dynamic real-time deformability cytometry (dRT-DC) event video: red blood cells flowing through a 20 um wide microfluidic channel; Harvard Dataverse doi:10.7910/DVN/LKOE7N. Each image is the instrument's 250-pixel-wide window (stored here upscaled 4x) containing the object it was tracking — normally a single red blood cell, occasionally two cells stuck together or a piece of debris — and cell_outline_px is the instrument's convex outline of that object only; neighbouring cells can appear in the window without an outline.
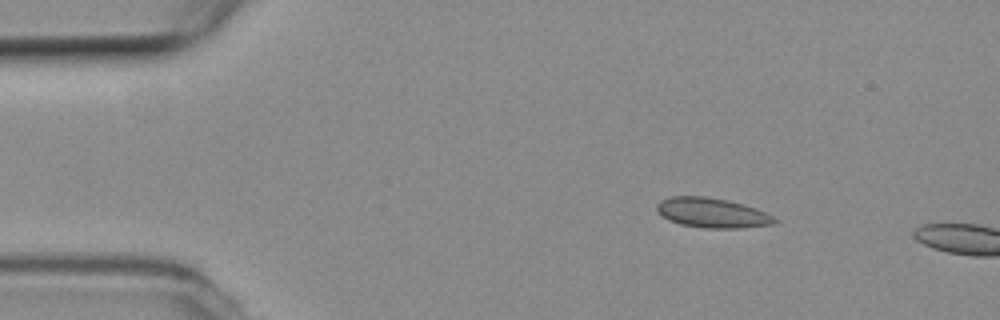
{"species": "common noctule bat (a hibernating species)", "species_latin": "Nyctalus noctula", "temperature_condition": "room temperature", "stored_images_in_passage": 10, "camera_frame_rate_fps": 3000, "um_per_image_px": 0.085, "animal": {"sex": "female", "body_mass_g": 19.3, "forearm_length_mm": 54.1}, "frame": {"image": 1, "passage_image": 7, "time_ms": 2.0, "image_size_px": [1000, 320], "cell_outline_px": [[780, 220], [776, 224], [740, 228], [704, 228], [680, 224], [668, 220], [656, 212], [656, 204], [660, 200], [672, 196], [704, 196], [728, 200], [744, 204], [756, 208]], "centroid_in_image_um": [60.52, 18.09], "position_along_channel_um": 24.5, "area_um2": 20.69}}